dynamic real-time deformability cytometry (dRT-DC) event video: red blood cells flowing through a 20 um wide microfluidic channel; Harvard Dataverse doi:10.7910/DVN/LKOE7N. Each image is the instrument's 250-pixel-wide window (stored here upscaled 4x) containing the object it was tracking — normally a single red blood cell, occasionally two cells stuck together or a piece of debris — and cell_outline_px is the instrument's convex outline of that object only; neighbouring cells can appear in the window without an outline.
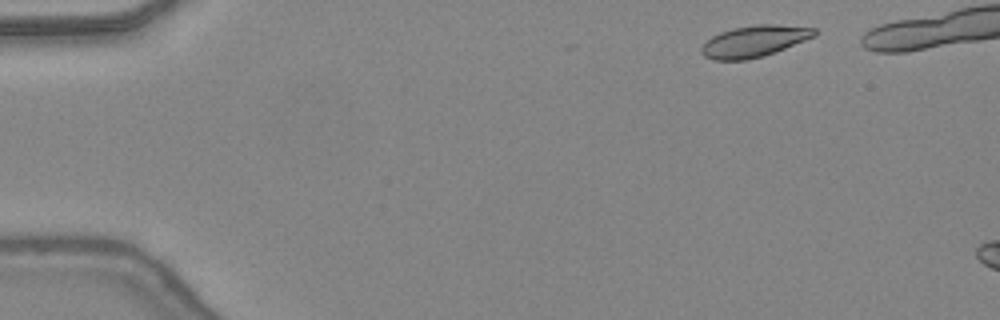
{"species": "common noctule bat (a hibernating species)", "species_latin": "Nyctalus noctula", "temperature_condition": "warm", "stored_images_in_passage": 9, "camera_frame_rate_fps": 3000, "um_per_image_px": 0.085, "animal": {"sex": "female", "body_mass_g": 24.6, "forearm_length_mm": 56.2}, "frame": {"image": 1, "passage_image": 3, "time_ms": 0.667, "image_size_px": [1000, 320], "cell_outline_px": [[816, 36], [764, 56], [748, 60], [712, 60], [704, 56], [700, 52], [700, 48], [712, 36], [720, 32], [732, 28], [756, 24], [776, 24], [816, 28]], "centroid_in_image_um": [64.1, 3.51], "position_along_channel_um": 20.9, "area_um2": 20.81}}